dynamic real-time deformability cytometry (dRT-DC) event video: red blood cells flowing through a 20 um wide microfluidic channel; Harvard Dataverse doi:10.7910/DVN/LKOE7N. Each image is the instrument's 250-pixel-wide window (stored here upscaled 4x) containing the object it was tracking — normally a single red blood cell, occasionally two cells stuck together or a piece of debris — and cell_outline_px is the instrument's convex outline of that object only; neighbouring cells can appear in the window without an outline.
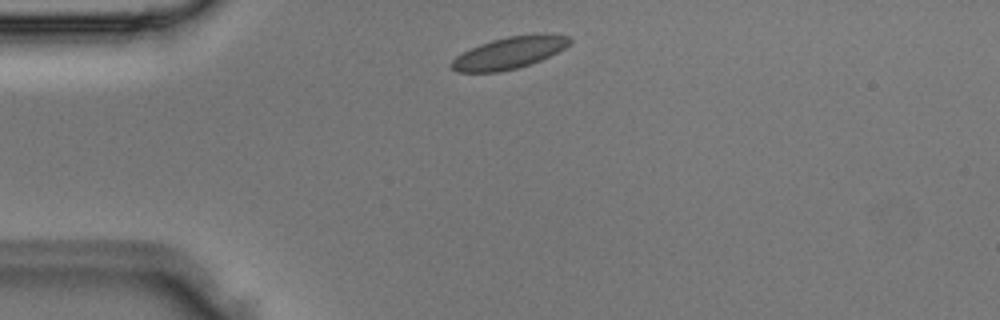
{"species": "Egyptian fruit bat (a non-hibernating species)", "species_latin": "Rousettus aegyptiacus", "temperature_condition": "room temperature", "stored_images_in_passage": 1, "camera_frame_rate_fps": 3000, "um_per_image_px": 0.085, "animal": {"sex": "male"}, "frame": {"image": 1, "passage_image": 1, "time_ms": 0.0, "image_size_px": [1000, 320], "cell_outline_px": [[572, 40], [564, 48], [540, 60], [516, 68], [500, 72], [456, 72], [448, 64], [456, 56], [480, 44], [492, 40], [508, 36], [536, 32], [548, 32], [568, 36]], "centroid_in_image_um": [43.3, 4.46], "position_along_channel_um": 41.7, "area_um2": 22.08}}